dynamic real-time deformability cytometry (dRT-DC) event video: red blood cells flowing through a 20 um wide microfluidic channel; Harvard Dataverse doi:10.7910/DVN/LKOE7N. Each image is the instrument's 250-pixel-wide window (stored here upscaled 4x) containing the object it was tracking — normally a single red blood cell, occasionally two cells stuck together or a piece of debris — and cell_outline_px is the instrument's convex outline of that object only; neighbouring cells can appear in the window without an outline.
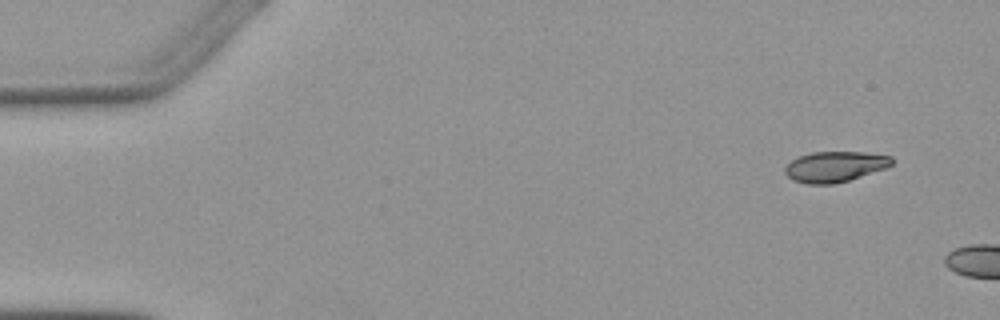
{"species": "Egyptian fruit bat (a non-hibernating species)", "species_latin": "Rousettus aegyptiacus", "temperature_condition": "warm", "stored_images_in_passage": 2, "camera_frame_rate_fps": 3000, "um_per_image_px": 0.085, "animal": {"sex": "female"}, "frame": {"image": 1, "passage_image": 1, "time_ms": 0.0, "image_size_px": [1000, 320], "cell_outline_px": [[892, 164], [884, 168], [848, 180], [832, 184], [808, 184], [792, 180], [784, 172], [784, 168], [792, 160], [800, 156], [812, 152], [864, 152], [892, 156]], "centroid_in_image_um": [70.94, 14.16], "position_along_channel_um": 14.1, "area_um2": 18.79}}